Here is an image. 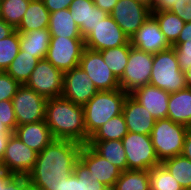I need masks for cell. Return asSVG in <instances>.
<instances>
[{
    "label": "cell",
    "mask_w": 191,
    "mask_h": 190,
    "mask_svg": "<svg viewBox=\"0 0 191 190\" xmlns=\"http://www.w3.org/2000/svg\"><path fill=\"white\" fill-rule=\"evenodd\" d=\"M182 155L191 160V128L185 135Z\"/></svg>",
    "instance_id": "obj_46"
},
{
    "label": "cell",
    "mask_w": 191,
    "mask_h": 190,
    "mask_svg": "<svg viewBox=\"0 0 191 190\" xmlns=\"http://www.w3.org/2000/svg\"><path fill=\"white\" fill-rule=\"evenodd\" d=\"M24 144L40 153L54 138L45 120L19 125L13 132Z\"/></svg>",
    "instance_id": "obj_21"
},
{
    "label": "cell",
    "mask_w": 191,
    "mask_h": 190,
    "mask_svg": "<svg viewBox=\"0 0 191 190\" xmlns=\"http://www.w3.org/2000/svg\"><path fill=\"white\" fill-rule=\"evenodd\" d=\"M79 66L87 73L98 91L120 89L119 80L104 62L100 51L84 48Z\"/></svg>",
    "instance_id": "obj_12"
},
{
    "label": "cell",
    "mask_w": 191,
    "mask_h": 190,
    "mask_svg": "<svg viewBox=\"0 0 191 190\" xmlns=\"http://www.w3.org/2000/svg\"><path fill=\"white\" fill-rule=\"evenodd\" d=\"M69 10L83 39L108 15L96 7L93 0H73Z\"/></svg>",
    "instance_id": "obj_19"
},
{
    "label": "cell",
    "mask_w": 191,
    "mask_h": 190,
    "mask_svg": "<svg viewBox=\"0 0 191 190\" xmlns=\"http://www.w3.org/2000/svg\"><path fill=\"white\" fill-rule=\"evenodd\" d=\"M121 141L127 158L128 170H149L161 164L150 135L128 132Z\"/></svg>",
    "instance_id": "obj_6"
},
{
    "label": "cell",
    "mask_w": 191,
    "mask_h": 190,
    "mask_svg": "<svg viewBox=\"0 0 191 190\" xmlns=\"http://www.w3.org/2000/svg\"><path fill=\"white\" fill-rule=\"evenodd\" d=\"M188 127L171 119H157L151 132V140L160 162L182 154Z\"/></svg>",
    "instance_id": "obj_5"
},
{
    "label": "cell",
    "mask_w": 191,
    "mask_h": 190,
    "mask_svg": "<svg viewBox=\"0 0 191 190\" xmlns=\"http://www.w3.org/2000/svg\"><path fill=\"white\" fill-rule=\"evenodd\" d=\"M82 144L73 140L53 139L40 153L27 175L32 190H59L79 160Z\"/></svg>",
    "instance_id": "obj_1"
},
{
    "label": "cell",
    "mask_w": 191,
    "mask_h": 190,
    "mask_svg": "<svg viewBox=\"0 0 191 190\" xmlns=\"http://www.w3.org/2000/svg\"><path fill=\"white\" fill-rule=\"evenodd\" d=\"M0 133H13L6 125L2 123L0 119Z\"/></svg>",
    "instance_id": "obj_50"
},
{
    "label": "cell",
    "mask_w": 191,
    "mask_h": 190,
    "mask_svg": "<svg viewBox=\"0 0 191 190\" xmlns=\"http://www.w3.org/2000/svg\"><path fill=\"white\" fill-rule=\"evenodd\" d=\"M157 119H166L170 93L153 85L137 88L130 94Z\"/></svg>",
    "instance_id": "obj_20"
},
{
    "label": "cell",
    "mask_w": 191,
    "mask_h": 190,
    "mask_svg": "<svg viewBox=\"0 0 191 190\" xmlns=\"http://www.w3.org/2000/svg\"><path fill=\"white\" fill-rule=\"evenodd\" d=\"M31 0H0V18L15 29L21 23Z\"/></svg>",
    "instance_id": "obj_35"
},
{
    "label": "cell",
    "mask_w": 191,
    "mask_h": 190,
    "mask_svg": "<svg viewBox=\"0 0 191 190\" xmlns=\"http://www.w3.org/2000/svg\"><path fill=\"white\" fill-rule=\"evenodd\" d=\"M38 61L39 59L34 55L20 50L18 55L6 69V72L20 85H24L27 83Z\"/></svg>",
    "instance_id": "obj_28"
},
{
    "label": "cell",
    "mask_w": 191,
    "mask_h": 190,
    "mask_svg": "<svg viewBox=\"0 0 191 190\" xmlns=\"http://www.w3.org/2000/svg\"><path fill=\"white\" fill-rule=\"evenodd\" d=\"M153 64V54L130 47L129 58L122 77L119 79L120 88L131 94L137 88L150 83Z\"/></svg>",
    "instance_id": "obj_7"
},
{
    "label": "cell",
    "mask_w": 191,
    "mask_h": 190,
    "mask_svg": "<svg viewBox=\"0 0 191 190\" xmlns=\"http://www.w3.org/2000/svg\"><path fill=\"white\" fill-rule=\"evenodd\" d=\"M0 119L4 125L14 132L17 122L12 100L0 101Z\"/></svg>",
    "instance_id": "obj_40"
},
{
    "label": "cell",
    "mask_w": 191,
    "mask_h": 190,
    "mask_svg": "<svg viewBox=\"0 0 191 190\" xmlns=\"http://www.w3.org/2000/svg\"><path fill=\"white\" fill-rule=\"evenodd\" d=\"M149 84L168 93L187 88L185 73L180 69L173 47L153 54Z\"/></svg>",
    "instance_id": "obj_4"
},
{
    "label": "cell",
    "mask_w": 191,
    "mask_h": 190,
    "mask_svg": "<svg viewBox=\"0 0 191 190\" xmlns=\"http://www.w3.org/2000/svg\"><path fill=\"white\" fill-rule=\"evenodd\" d=\"M151 15L156 19L161 32L172 46L177 41L185 22L170 11H151Z\"/></svg>",
    "instance_id": "obj_29"
},
{
    "label": "cell",
    "mask_w": 191,
    "mask_h": 190,
    "mask_svg": "<svg viewBox=\"0 0 191 190\" xmlns=\"http://www.w3.org/2000/svg\"><path fill=\"white\" fill-rule=\"evenodd\" d=\"M167 118L191 128V88L170 93Z\"/></svg>",
    "instance_id": "obj_22"
},
{
    "label": "cell",
    "mask_w": 191,
    "mask_h": 190,
    "mask_svg": "<svg viewBox=\"0 0 191 190\" xmlns=\"http://www.w3.org/2000/svg\"><path fill=\"white\" fill-rule=\"evenodd\" d=\"M122 114L128 132L151 135L156 119L130 94L125 99Z\"/></svg>",
    "instance_id": "obj_18"
},
{
    "label": "cell",
    "mask_w": 191,
    "mask_h": 190,
    "mask_svg": "<svg viewBox=\"0 0 191 190\" xmlns=\"http://www.w3.org/2000/svg\"><path fill=\"white\" fill-rule=\"evenodd\" d=\"M128 93L121 88L111 91H98L84 106V122L89 137L112 117L123 112Z\"/></svg>",
    "instance_id": "obj_3"
},
{
    "label": "cell",
    "mask_w": 191,
    "mask_h": 190,
    "mask_svg": "<svg viewBox=\"0 0 191 190\" xmlns=\"http://www.w3.org/2000/svg\"><path fill=\"white\" fill-rule=\"evenodd\" d=\"M19 86L6 71H0V101L12 100Z\"/></svg>",
    "instance_id": "obj_38"
},
{
    "label": "cell",
    "mask_w": 191,
    "mask_h": 190,
    "mask_svg": "<svg viewBox=\"0 0 191 190\" xmlns=\"http://www.w3.org/2000/svg\"><path fill=\"white\" fill-rule=\"evenodd\" d=\"M79 160L90 171L91 180H98L110 190L120 177L121 170L99 155L90 145L84 144L79 154Z\"/></svg>",
    "instance_id": "obj_16"
},
{
    "label": "cell",
    "mask_w": 191,
    "mask_h": 190,
    "mask_svg": "<svg viewBox=\"0 0 191 190\" xmlns=\"http://www.w3.org/2000/svg\"><path fill=\"white\" fill-rule=\"evenodd\" d=\"M177 0H152L151 11H170Z\"/></svg>",
    "instance_id": "obj_43"
},
{
    "label": "cell",
    "mask_w": 191,
    "mask_h": 190,
    "mask_svg": "<svg viewBox=\"0 0 191 190\" xmlns=\"http://www.w3.org/2000/svg\"><path fill=\"white\" fill-rule=\"evenodd\" d=\"M0 190H32L28 176L4 171L0 175Z\"/></svg>",
    "instance_id": "obj_37"
},
{
    "label": "cell",
    "mask_w": 191,
    "mask_h": 190,
    "mask_svg": "<svg viewBox=\"0 0 191 190\" xmlns=\"http://www.w3.org/2000/svg\"><path fill=\"white\" fill-rule=\"evenodd\" d=\"M47 99L28 86L20 85L12 98L17 126L44 120Z\"/></svg>",
    "instance_id": "obj_11"
},
{
    "label": "cell",
    "mask_w": 191,
    "mask_h": 190,
    "mask_svg": "<svg viewBox=\"0 0 191 190\" xmlns=\"http://www.w3.org/2000/svg\"><path fill=\"white\" fill-rule=\"evenodd\" d=\"M149 190H183L178 181L162 165L148 170Z\"/></svg>",
    "instance_id": "obj_34"
},
{
    "label": "cell",
    "mask_w": 191,
    "mask_h": 190,
    "mask_svg": "<svg viewBox=\"0 0 191 190\" xmlns=\"http://www.w3.org/2000/svg\"><path fill=\"white\" fill-rule=\"evenodd\" d=\"M109 15L131 39L151 15V5L147 0H118Z\"/></svg>",
    "instance_id": "obj_8"
},
{
    "label": "cell",
    "mask_w": 191,
    "mask_h": 190,
    "mask_svg": "<svg viewBox=\"0 0 191 190\" xmlns=\"http://www.w3.org/2000/svg\"><path fill=\"white\" fill-rule=\"evenodd\" d=\"M130 43L131 46L152 54L165 51L172 47L152 15L148 17L144 24L131 37Z\"/></svg>",
    "instance_id": "obj_17"
},
{
    "label": "cell",
    "mask_w": 191,
    "mask_h": 190,
    "mask_svg": "<svg viewBox=\"0 0 191 190\" xmlns=\"http://www.w3.org/2000/svg\"><path fill=\"white\" fill-rule=\"evenodd\" d=\"M4 167H3V163L2 160H0V175L4 172Z\"/></svg>",
    "instance_id": "obj_51"
},
{
    "label": "cell",
    "mask_w": 191,
    "mask_h": 190,
    "mask_svg": "<svg viewBox=\"0 0 191 190\" xmlns=\"http://www.w3.org/2000/svg\"><path fill=\"white\" fill-rule=\"evenodd\" d=\"M50 12L42 0H31L23 19L16 31L27 33L33 30L48 28Z\"/></svg>",
    "instance_id": "obj_25"
},
{
    "label": "cell",
    "mask_w": 191,
    "mask_h": 190,
    "mask_svg": "<svg viewBox=\"0 0 191 190\" xmlns=\"http://www.w3.org/2000/svg\"><path fill=\"white\" fill-rule=\"evenodd\" d=\"M127 133L128 129L124 116L119 114L98 128L88 141L122 140Z\"/></svg>",
    "instance_id": "obj_30"
},
{
    "label": "cell",
    "mask_w": 191,
    "mask_h": 190,
    "mask_svg": "<svg viewBox=\"0 0 191 190\" xmlns=\"http://www.w3.org/2000/svg\"><path fill=\"white\" fill-rule=\"evenodd\" d=\"M161 164L172 174L183 189H191V160L182 154L168 158Z\"/></svg>",
    "instance_id": "obj_31"
},
{
    "label": "cell",
    "mask_w": 191,
    "mask_h": 190,
    "mask_svg": "<svg viewBox=\"0 0 191 190\" xmlns=\"http://www.w3.org/2000/svg\"><path fill=\"white\" fill-rule=\"evenodd\" d=\"M170 12L176 14L185 23L191 22V0H177Z\"/></svg>",
    "instance_id": "obj_41"
},
{
    "label": "cell",
    "mask_w": 191,
    "mask_h": 190,
    "mask_svg": "<svg viewBox=\"0 0 191 190\" xmlns=\"http://www.w3.org/2000/svg\"><path fill=\"white\" fill-rule=\"evenodd\" d=\"M50 40L48 28L19 33L20 50L34 55L39 60L46 58Z\"/></svg>",
    "instance_id": "obj_24"
},
{
    "label": "cell",
    "mask_w": 191,
    "mask_h": 190,
    "mask_svg": "<svg viewBox=\"0 0 191 190\" xmlns=\"http://www.w3.org/2000/svg\"><path fill=\"white\" fill-rule=\"evenodd\" d=\"M84 48L83 38L51 37L46 59L57 69L66 72L79 66Z\"/></svg>",
    "instance_id": "obj_9"
},
{
    "label": "cell",
    "mask_w": 191,
    "mask_h": 190,
    "mask_svg": "<svg viewBox=\"0 0 191 190\" xmlns=\"http://www.w3.org/2000/svg\"><path fill=\"white\" fill-rule=\"evenodd\" d=\"M59 190H110L98 180H91L90 171L78 160L69 177L63 178Z\"/></svg>",
    "instance_id": "obj_23"
},
{
    "label": "cell",
    "mask_w": 191,
    "mask_h": 190,
    "mask_svg": "<svg viewBox=\"0 0 191 190\" xmlns=\"http://www.w3.org/2000/svg\"><path fill=\"white\" fill-rule=\"evenodd\" d=\"M12 133H0V160L4 155L8 139Z\"/></svg>",
    "instance_id": "obj_48"
},
{
    "label": "cell",
    "mask_w": 191,
    "mask_h": 190,
    "mask_svg": "<svg viewBox=\"0 0 191 190\" xmlns=\"http://www.w3.org/2000/svg\"><path fill=\"white\" fill-rule=\"evenodd\" d=\"M16 29L0 18V40L11 35Z\"/></svg>",
    "instance_id": "obj_47"
},
{
    "label": "cell",
    "mask_w": 191,
    "mask_h": 190,
    "mask_svg": "<svg viewBox=\"0 0 191 190\" xmlns=\"http://www.w3.org/2000/svg\"><path fill=\"white\" fill-rule=\"evenodd\" d=\"M38 152L24 144L14 133L8 139L2 163L4 170L27 176L36 163Z\"/></svg>",
    "instance_id": "obj_13"
},
{
    "label": "cell",
    "mask_w": 191,
    "mask_h": 190,
    "mask_svg": "<svg viewBox=\"0 0 191 190\" xmlns=\"http://www.w3.org/2000/svg\"><path fill=\"white\" fill-rule=\"evenodd\" d=\"M44 120L54 139L87 144L83 106L74 104L62 96L47 99Z\"/></svg>",
    "instance_id": "obj_2"
},
{
    "label": "cell",
    "mask_w": 191,
    "mask_h": 190,
    "mask_svg": "<svg viewBox=\"0 0 191 190\" xmlns=\"http://www.w3.org/2000/svg\"><path fill=\"white\" fill-rule=\"evenodd\" d=\"M93 2L96 7L110 14L118 0H93Z\"/></svg>",
    "instance_id": "obj_44"
},
{
    "label": "cell",
    "mask_w": 191,
    "mask_h": 190,
    "mask_svg": "<svg viewBox=\"0 0 191 190\" xmlns=\"http://www.w3.org/2000/svg\"><path fill=\"white\" fill-rule=\"evenodd\" d=\"M129 41L109 14L84 38L85 47L95 51L126 45Z\"/></svg>",
    "instance_id": "obj_14"
},
{
    "label": "cell",
    "mask_w": 191,
    "mask_h": 190,
    "mask_svg": "<svg viewBox=\"0 0 191 190\" xmlns=\"http://www.w3.org/2000/svg\"><path fill=\"white\" fill-rule=\"evenodd\" d=\"M180 69L185 72L191 67V41L173 44Z\"/></svg>",
    "instance_id": "obj_39"
},
{
    "label": "cell",
    "mask_w": 191,
    "mask_h": 190,
    "mask_svg": "<svg viewBox=\"0 0 191 190\" xmlns=\"http://www.w3.org/2000/svg\"><path fill=\"white\" fill-rule=\"evenodd\" d=\"M48 29L51 37L83 38L69 8L50 13Z\"/></svg>",
    "instance_id": "obj_26"
},
{
    "label": "cell",
    "mask_w": 191,
    "mask_h": 190,
    "mask_svg": "<svg viewBox=\"0 0 191 190\" xmlns=\"http://www.w3.org/2000/svg\"><path fill=\"white\" fill-rule=\"evenodd\" d=\"M185 73V79H186V84L188 88H191V67L184 72Z\"/></svg>",
    "instance_id": "obj_49"
},
{
    "label": "cell",
    "mask_w": 191,
    "mask_h": 190,
    "mask_svg": "<svg viewBox=\"0 0 191 190\" xmlns=\"http://www.w3.org/2000/svg\"><path fill=\"white\" fill-rule=\"evenodd\" d=\"M63 80L64 72L44 58L38 61L25 85L44 98L51 99L62 95Z\"/></svg>",
    "instance_id": "obj_10"
},
{
    "label": "cell",
    "mask_w": 191,
    "mask_h": 190,
    "mask_svg": "<svg viewBox=\"0 0 191 190\" xmlns=\"http://www.w3.org/2000/svg\"><path fill=\"white\" fill-rule=\"evenodd\" d=\"M188 40L191 41V22L185 23L184 28L182 29L177 41L174 44H180Z\"/></svg>",
    "instance_id": "obj_45"
},
{
    "label": "cell",
    "mask_w": 191,
    "mask_h": 190,
    "mask_svg": "<svg viewBox=\"0 0 191 190\" xmlns=\"http://www.w3.org/2000/svg\"><path fill=\"white\" fill-rule=\"evenodd\" d=\"M111 190H149L148 170L122 171Z\"/></svg>",
    "instance_id": "obj_33"
},
{
    "label": "cell",
    "mask_w": 191,
    "mask_h": 190,
    "mask_svg": "<svg viewBox=\"0 0 191 190\" xmlns=\"http://www.w3.org/2000/svg\"><path fill=\"white\" fill-rule=\"evenodd\" d=\"M130 47L131 43L129 41L126 45L100 51L104 62L118 80L122 77L127 65Z\"/></svg>",
    "instance_id": "obj_32"
},
{
    "label": "cell",
    "mask_w": 191,
    "mask_h": 190,
    "mask_svg": "<svg viewBox=\"0 0 191 190\" xmlns=\"http://www.w3.org/2000/svg\"><path fill=\"white\" fill-rule=\"evenodd\" d=\"M97 92L94 83L80 66L64 72L62 97L84 106Z\"/></svg>",
    "instance_id": "obj_15"
},
{
    "label": "cell",
    "mask_w": 191,
    "mask_h": 190,
    "mask_svg": "<svg viewBox=\"0 0 191 190\" xmlns=\"http://www.w3.org/2000/svg\"><path fill=\"white\" fill-rule=\"evenodd\" d=\"M20 51L19 32L0 40V71H6Z\"/></svg>",
    "instance_id": "obj_36"
},
{
    "label": "cell",
    "mask_w": 191,
    "mask_h": 190,
    "mask_svg": "<svg viewBox=\"0 0 191 190\" xmlns=\"http://www.w3.org/2000/svg\"><path fill=\"white\" fill-rule=\"evenodd\" d=\"M87 144L121 171L128 170L127 158L121 140L88 141Z\"/></svg>",
    "instance_id": "obj_27"
},
{
    "label": "cell",
    "mask_w": 191,
    "mask_h": 190,
    "mask_svg": "<svg viewBox=\"0 0 191 190\" xmlns=\"http://www.w3.org/2000/svg\"><path fill=\"white\" fill-rule=\"evenodd\" d=\"M44 6L49 10L50 13L68 9L73 0H42Z\"/></svg>",
    "instance_id": "obj_42"
}]
</instances>
